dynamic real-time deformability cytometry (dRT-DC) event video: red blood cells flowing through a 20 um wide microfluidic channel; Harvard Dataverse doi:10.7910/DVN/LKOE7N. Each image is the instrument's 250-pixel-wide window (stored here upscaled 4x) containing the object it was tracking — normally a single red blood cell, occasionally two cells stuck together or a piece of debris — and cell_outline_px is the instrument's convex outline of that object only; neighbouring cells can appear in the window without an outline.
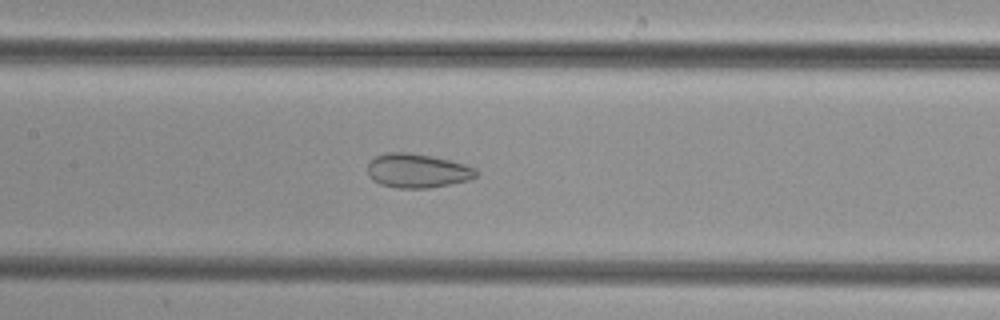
{"species": "common noctule bat (a hibernating species)", "species_latin": "Nyctalus noctula", "temperature_condition": "cold", "stored_images_in_passage": 34, "camera_frame_rate_fps": 3000, "um_per_image_px": 0.085, "animal": {"sex": "female", "body_mass_g": 29.2, "forearm_length_mm": 56.3}, "frame": {"image": 1, "passage_image": 8, "time_ms": 2.333, "image_size_px": [1000, 320], "cell_outline_px": [[480, 172], [476, 176], [468, 180], [428, 188], [396, 188], [380, 184], [372, 180], [368, 176], [368, 164], [376, 156], [388, 152], [408, 152], [432, 156], [464, 164], [476, 168]], "centroid_in_image_um": [35.47, 14.51], "position_along_channel_um": 171.9, "area_um2": 21.56}}
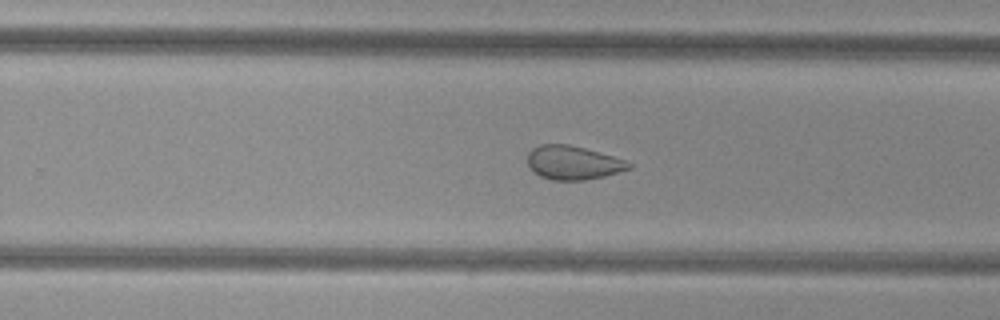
{"frame": {"image": 2, "passage_image": 16, "time_ms": 5.0, "image_size_px": [1000, 320], "cell_outline_px": [[632, 168], [604, 176], [584, 180], [552, 180], [540, 176], [532, 172], [528, 164], [528, 152], [532, 148], [540, 144], [568, 144], [584, 148], [612, 156], [624, 160], [632, 164]], "centroid_in_image_um": [48.67, 13.83], "position_along_channel_um": 281.1, "area_um2": 19.88}}
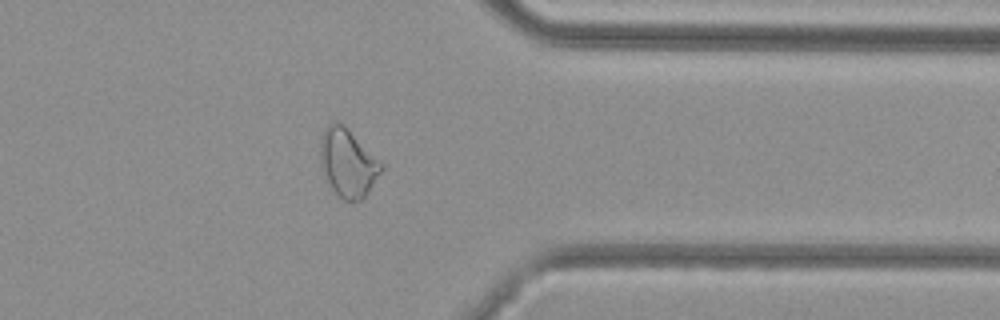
{"frame": {"image": 3, "passage_image": 24, "time_ms": 7.667, "image_size_px": [1000, 320], "cell_outline_px": [[384, 168], [364, 196], [360, 200], [344, 200], [332, 188], [320, 164], [320, 140], [324, 128], [328, 124], [336, 120], [344, 124], [384, 164]], "centroid_in_image_um": [29.56, 13.78], "position_along_channel_um": 381.8, "area_um2": 23.99}}